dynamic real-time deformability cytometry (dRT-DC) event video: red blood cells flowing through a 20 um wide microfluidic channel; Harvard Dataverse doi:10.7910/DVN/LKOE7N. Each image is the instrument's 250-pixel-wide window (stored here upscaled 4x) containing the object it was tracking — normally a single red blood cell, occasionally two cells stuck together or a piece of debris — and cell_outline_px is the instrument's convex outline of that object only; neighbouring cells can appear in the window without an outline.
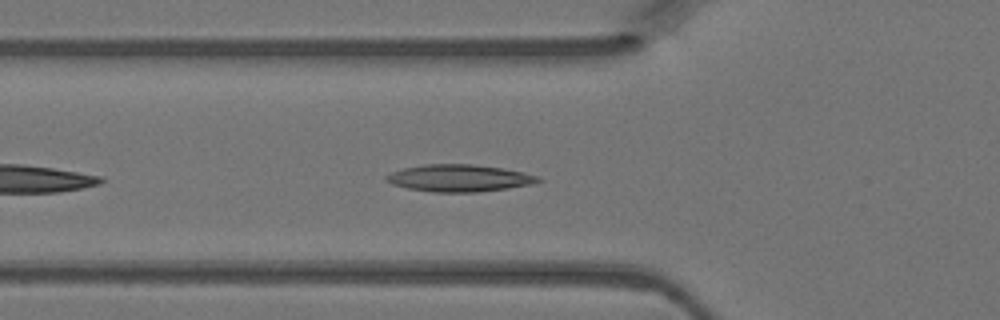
{"species": "Egyptian fruit bat (a non-hibernating species)", "species_latin": "Rousettus aegyptiacus", "temperature_condition": "warm", "stored_images_in_passage": 34, "camera_frame_rate_fps": 3000, "um_per_image_px": 0.085, "animal": {"sex": "female"}, "frame": {"image": 1, "passage_image": 5, "time_ms": 1.333, "image_size_px": [1000, 320], "cell_outline_px": [[544, 180], [532, 184], [508, 188], [480, 192], [432, 192], [408, 188], [392, 184], [384, 180], [384, 176], [392, 172], [404, 168], [424, 164], [472, 164], [500, 168], [540, 176]], "centroid_in_image_um": [39.02, 15.14], "position_along_channel_um": 86.8, "area_um2": 23.93}}
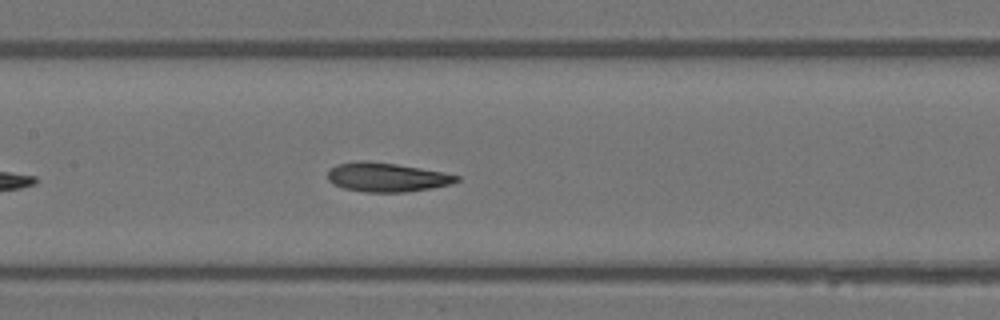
{"frame": {"image": 2, "passage_image": 11, "time_ms": 3.333, "image_size_px": [1000, 320], "cell_outline_px": [[460, 180], [452, 184], [432, 188], [404, 192], [364, 192], [344, 188], [332, 184], [328, 180], [328, 172], [336, 164], [356, 160], [364, 160], [396, 164], [444, 172], [460, 176]], "centroid_in_image_um": [32.87, 15.06], "position_along_channel_um": 174.5, "area_um2": 21.96}}
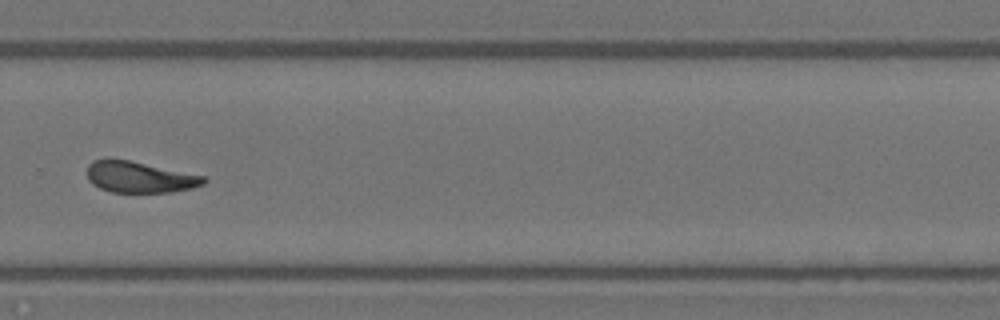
{"frame": {"image": 3, "passage_image": 21, "time_ms": 6.667, "image_size_px": [1000, 320], "cell_outline_px": [[208, 180], [204, 184], [192, 188], [172, 192], [112, 192], [100, 188], [92, 184], [88, 180], [88, 164], [92, 160], [108, 156], [128, 160], [204, 176]], "centroid_in_image_um": [11.81, 15.03], "position_along_channel_um": 318.0, "area_um2": 21.39}}